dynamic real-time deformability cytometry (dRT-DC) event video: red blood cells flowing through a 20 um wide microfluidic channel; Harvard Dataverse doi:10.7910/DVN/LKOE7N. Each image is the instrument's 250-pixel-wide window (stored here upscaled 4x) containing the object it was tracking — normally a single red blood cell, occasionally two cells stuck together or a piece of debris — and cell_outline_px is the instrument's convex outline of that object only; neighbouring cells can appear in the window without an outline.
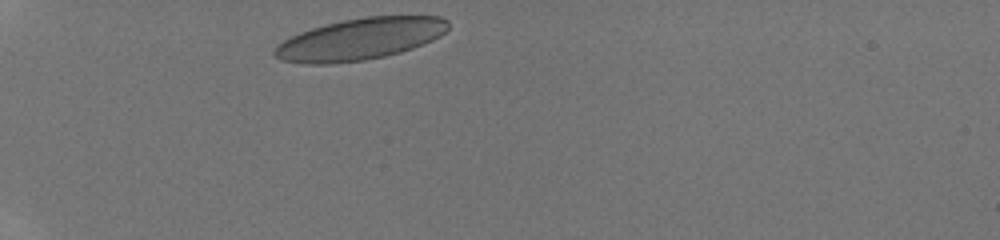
{"species": "human", "species_latin": "Homo sapiens", "temperature_condition": "room temperature", "stored_images_in_passage": 6, "camera_frame_rate_fps": 3000, "um_per_image_px": 0.085, "donor": {"sex": "male"}, "frame": {"image": 1, "passage_image": 1, "time_ms": 0.0, "image_size_px": [1000, 240], "cell_outline_px": [[448, 28], [440, 36], [432, 40], [412, 48], [400, 52], [384, 56], [364, 60], [332, 64], [304, 64], [280, 60], [272, 52], [284, 40], [300, 32], [312, 28], [344, 20], [364, 16], [440, 16], [448, 20]], "centroid_in_image_um": [30.61, 3.32], "position_along_channel_um": 54.4, "area_um2": 41.91}}
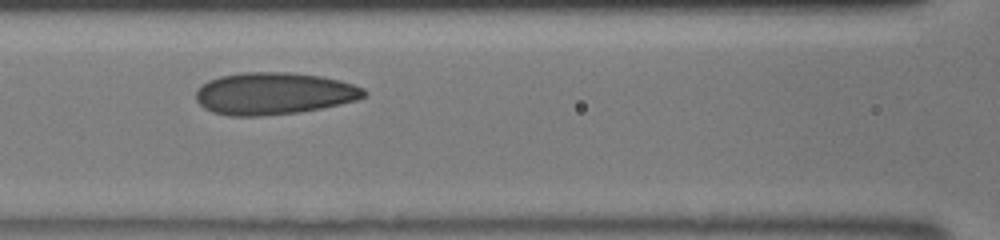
{"frame": {"image": 2, "passage_image": 5, "time_ms": 1.333, "image_size_px": [1000, 240], "cell_outline_px": [[368, 92], [364, 96], [356, 100], [340, 104], [300, 112], [260, 116], [228, 116], [212, 112], [204, 108], [196, 100], [196, 92], [200, 84], [208, 80], [220, 76], [244, 72], [292, 72], [320, 76], [340, 80], [364, 88]], "centroid_in_image_um": [23.25, 7.94], "position_along_channel_um": 143.3, "area_um2": 41.44}}
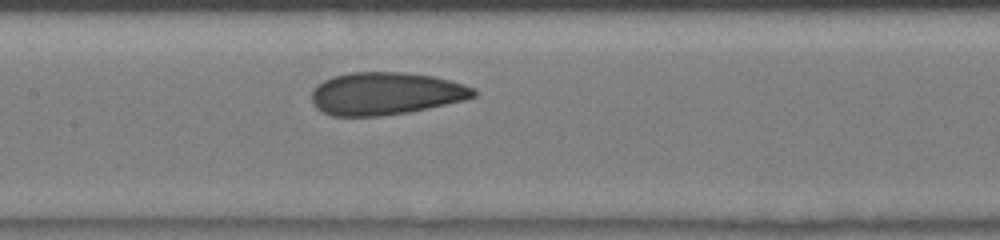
{"frame": {"image": 3, "passage_image": 6, "time_ms": 1.667, "image_size_px": [1000, 240], "cell_outline_px": [[476, 96], [464, 100], [428, 108], [408, 112], [380, 116], [332, 116], [316, 108], [312, 104], [312, 88], [324, 80], [332, 76], [348, 72], [404, 72], [432, 76], [464, 84], [472, 88], [476, 92]], "centroid_in_image_um": [32.74, 7.95], "position_along_channel_um": 174.7, "area_um2": 40.23}}